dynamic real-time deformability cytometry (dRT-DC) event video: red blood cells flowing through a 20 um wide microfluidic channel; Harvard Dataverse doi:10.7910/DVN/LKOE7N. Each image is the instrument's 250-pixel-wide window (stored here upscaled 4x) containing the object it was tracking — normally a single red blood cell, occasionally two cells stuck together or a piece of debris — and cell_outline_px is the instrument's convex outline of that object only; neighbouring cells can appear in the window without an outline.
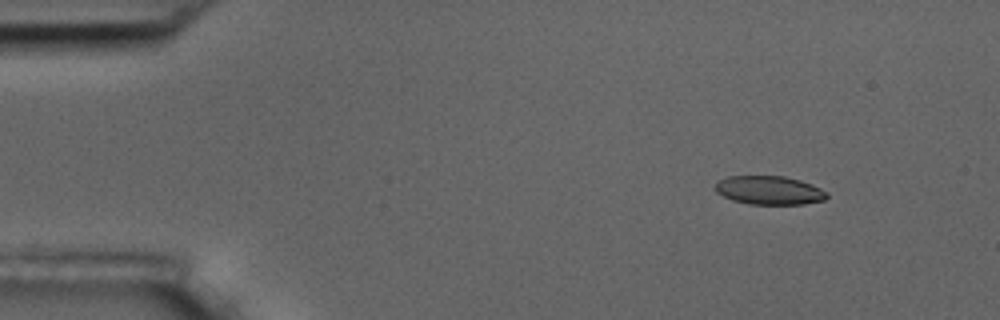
{"species": "common noctule bat (a hibernating species)", "species_latin": "Nyctalus noctula", "temperature_condition": "room temperature", "stored_images_in_passage": 4, "camera_frame_rate_fps": 3000, "um_per_image_px": 0.085, "animal": {"sex": "male", "body_mass_g": 17.5, "forearm_length_mm": 52.3}, "frame": {"image": 1, "passage_image": 1, "time_ms": 0.0, "image_size_px": [1000, 320], "cell_outline_px": [[828, 196], [824, 200], [804, 204], [748, 204], [732, 200], [716, 192], [716, 180], [728, 176], [784, 176], [800, 180], [812, 184], [828, 192]], "centroid_in_image_um": [65.39, 16.17], "position_along_channel_um": 19.6, "area_um2": 18.73}}
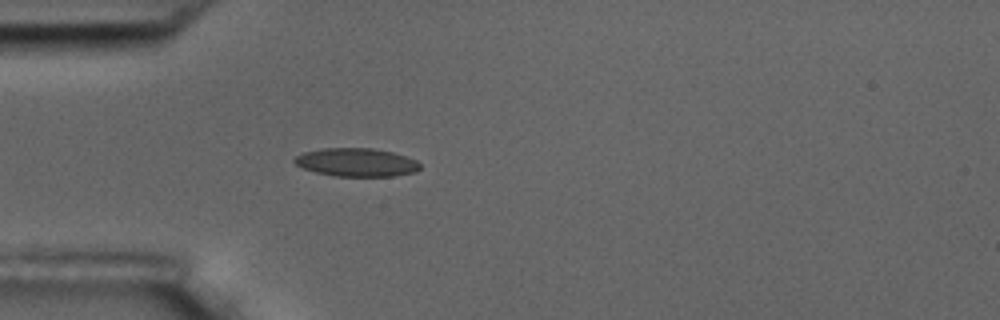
{"frame": {"image": 2, "passage_image": 4, "time_ms": 3.333, "image_size_px": [1000, 320], "cell_outline_px": [[420, 168], [416, 172], [392, 176], [336, 176], [316, 172], [304, 168], [296, 164], [292, 160], [296, 156], [304, 152], [324, 148], [372, 148], [392, 152], [416, 160], [420, 164]], "centroid_in_image_um": [30.3, 13.8], "position_along_channel_um": 54.7, "area_um2": 20.58}}